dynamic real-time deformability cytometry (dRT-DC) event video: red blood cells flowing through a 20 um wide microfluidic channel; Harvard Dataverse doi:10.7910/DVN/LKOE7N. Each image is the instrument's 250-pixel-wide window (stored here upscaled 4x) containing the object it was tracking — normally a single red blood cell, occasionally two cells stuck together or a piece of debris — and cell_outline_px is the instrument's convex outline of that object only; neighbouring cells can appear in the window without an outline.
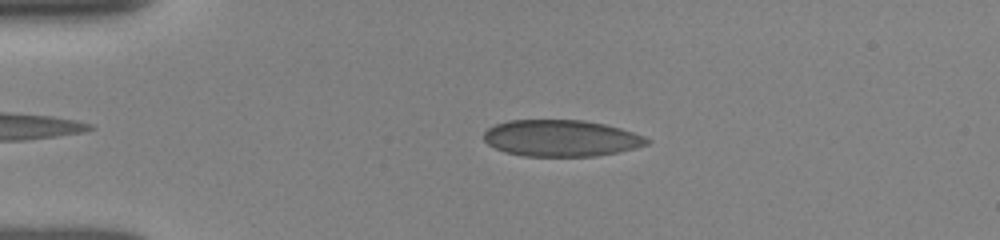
{"species": "human", "species_latin": "Homo sapiens", "temperature_condition": "room temperature", "stored_images_in_passage": 44, "camera_frame_rate_fps": 3000, "um_per_image_px": 0.085, "donor": {"sex": "female"}, "frame": {"image": 1, "passage_image": 10, "time_ms": 3.0, "image_size_px": [1000, 240], "cell_outline_px": [[652, 140], [648, 144], [636, 148], [596, 156], [524, 156], [504, 152], [488, 144], [484, 140], [484, 132], [488, 128], [496, 124], [508, 120], [584, 120], [604, 124], [620, 128], [644, 136]], "centroid_in_image_um": [47.69, 11.74], "position_along_channel_um": 37.3, "area_um2": 34.74}}
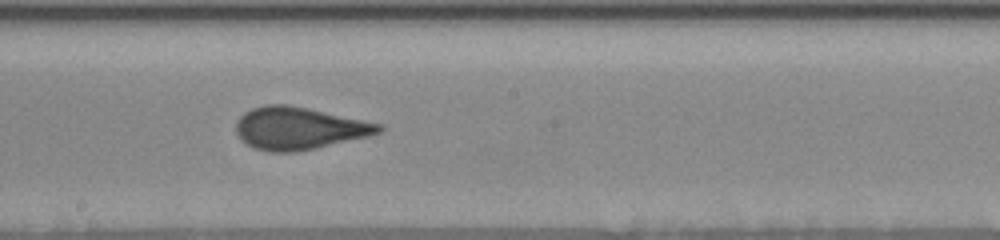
{"frame": {"image": 2, "passage_image": 27, "time_ms": 8.667, "image_size_px": [1000, 240], "cell_outline_px": [[384, 128], [380, 132], [368, 136], [316, 148], [296, 152], [268, 152], [252, 148], [240, 140], [236, 132], [236, 124], [240, 116], [244, 112], [252, 108], [264, 104], [288, 104], [308, 108], [384, 124]], "centroid_in_image_um": [25.39, 10.9], "position_along_channel_um": 222.8, "area_um2": 35.55}}
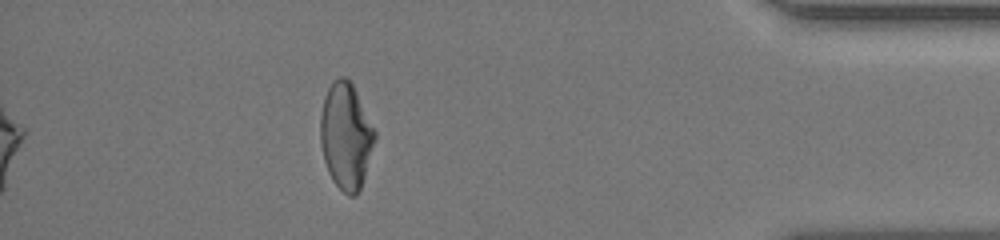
{"frame": {"image": 3, "passage_image": 44, "time_ms": 14.333, "image_size_px": [1000, 240], "cell_outline_px": [[376, 140], [360, 188], [356, 196], [348, 196], [332, 180], [328, 172], [324, 160], [320, 144], [320, 116], [324, 96], [332, 80], [340, 76], [344, 76], [352, 84], [376, 132]], "centroid_in_image_um": [29.39, 11.56], "position_along_channel_um": 405.8, "area_um2": 33.64}}